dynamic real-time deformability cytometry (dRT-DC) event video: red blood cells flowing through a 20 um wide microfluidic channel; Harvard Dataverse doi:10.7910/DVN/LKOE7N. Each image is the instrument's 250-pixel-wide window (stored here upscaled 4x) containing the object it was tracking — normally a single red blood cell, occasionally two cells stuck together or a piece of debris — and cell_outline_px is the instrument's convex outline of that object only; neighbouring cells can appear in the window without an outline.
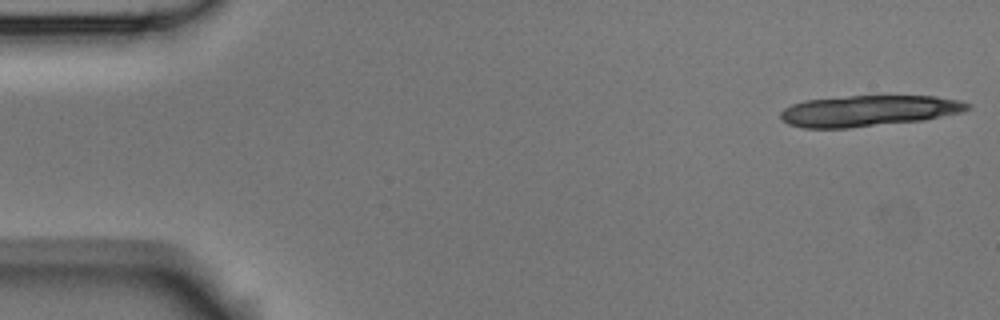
{"species": "Egyptian fruit bat (a non-hibernating species)", "species_latin": "Rousettus aegyptiacus", "temperature_condition": "room temperature", "stored_images_in_passage": 17, "camera_frame_rate_fps": 3000, "um_per_image_px": 0.085, "animal": {"sex": "male"}, "frame": {"image": 1, "passage_image": 1, "time_ms": 0.0, "image_size_px": [1000, 320], "cell_outline_px": [[972, 108], [960, 112], [924, 120], [848, 128], [804, 128], [788, 124], [780, 120], [780, 112], [784, 108], [792, 104], [804, 100], [848, 96], [936, 96], [960, 100], [972, 104]], "centroid_in_image_um": [73.81, 9.42], "position_along_channel_um": 11.2, "area_um2": 33.93}}